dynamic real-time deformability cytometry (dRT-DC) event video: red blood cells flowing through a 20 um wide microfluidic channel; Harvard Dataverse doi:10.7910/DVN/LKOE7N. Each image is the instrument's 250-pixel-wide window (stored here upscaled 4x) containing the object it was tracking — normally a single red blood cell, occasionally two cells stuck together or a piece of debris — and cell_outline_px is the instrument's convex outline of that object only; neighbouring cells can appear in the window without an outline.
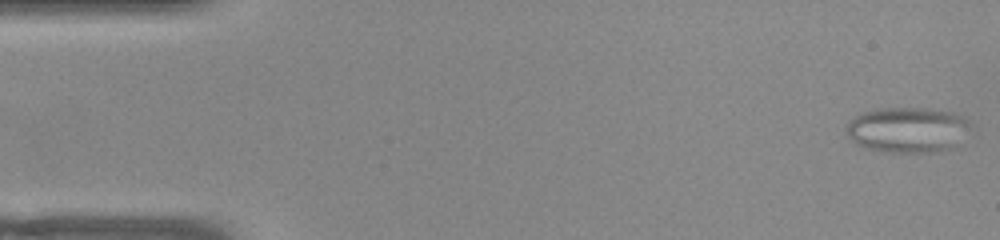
{"species": "common noctule bat (a hibernating species)", "species_latin": "Nyctalus noctula", "temperature_condition": "warm", "stored_images_in_passage": 51, "camera_frame_rate_fps": 3000, "um_per_image_px": 0.085, "animal": {"sex": "female", "body_mass_g": 22.0, "forearm_length_mm": 56.7}, "frame": {"image": 1, "passage_image": 1, "time_ms": 0.0, "image_size_px": [1000, 240], "cell_outline_px": [[972, 124], [956, 148], [940, 152], [892, 152], [868, 148], [856, 144], [848, 136], [848, 124], [860, 112], [876, 108], [928, 108], [952, 112], [964, 116]], "centroid_in_image_um": [77.21, 11.03], "position_along_channel_um": 7.8, "area_um2": 33.12}}
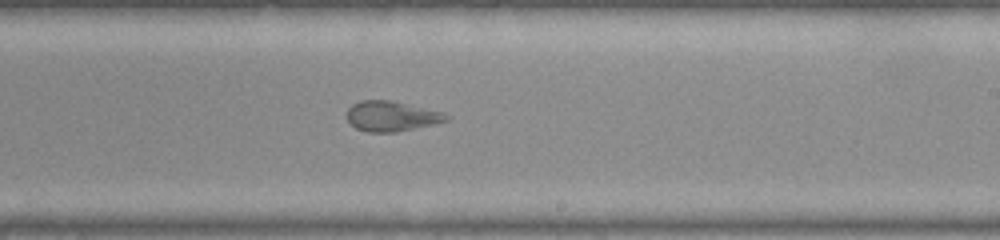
{"frame": {"image": 2, "passage_image": 30, "time_ms": 9.667, "image_size_px": [1000, 240], "cell_outline_px": [[448, 120], [436, 124], [396, 132], [368, 132], [356, 128], [348, 120], [348, 108], [352, 104], [364, 100], [388, 100], [444, 112], [448, 116]], "centroid_in_image_um": [33.29, 9.88], "position_along_channel_um": 255.7, "area_um2": 17.28}}
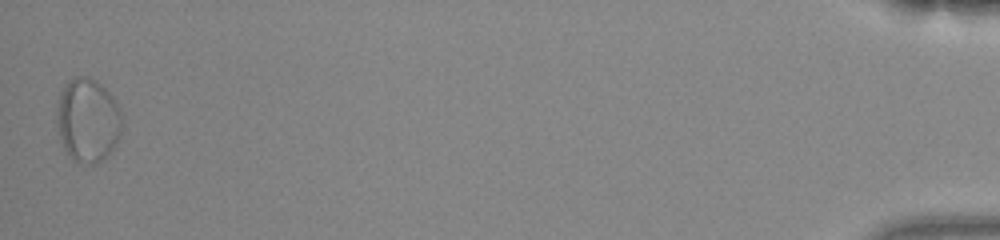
{"frame": {"image": 3, "passage_image": 51, "time_ms": 16.667, "image_size_px": [1000, 240], "cell_outline_px": [[124, 120], [120, 136], [116, 144], [96, 164], [84, 164], [72, 160], [64, 148], [56, 124], [56, 112], [60, 92], [64, 84], [76, 76], [84, 76], [96, 80], [112, 96]], "centroid_in_image_um": [7.45, 10.21], "position_along_channel_um": 427.8, "area_um2": 31.91}}